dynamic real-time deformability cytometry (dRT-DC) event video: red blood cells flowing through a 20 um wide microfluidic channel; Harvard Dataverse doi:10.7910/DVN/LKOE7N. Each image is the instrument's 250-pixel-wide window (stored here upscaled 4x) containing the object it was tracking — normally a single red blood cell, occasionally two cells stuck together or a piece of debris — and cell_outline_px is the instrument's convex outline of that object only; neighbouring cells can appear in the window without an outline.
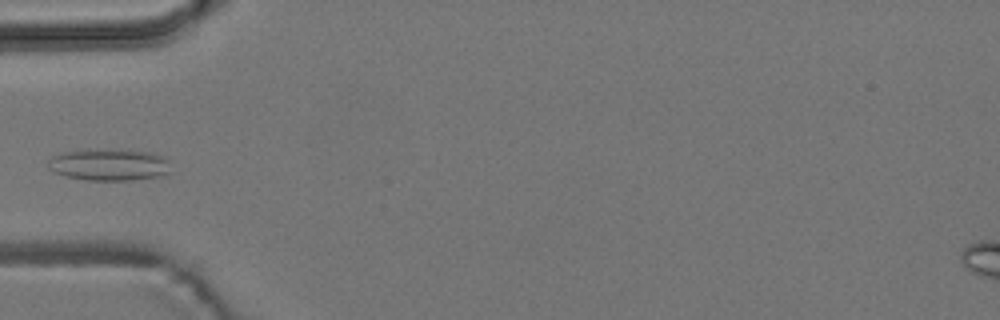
{"species": "common noctule bat (a hibernating species)", "species_latin": "Nyctalus noctula", "temperature_condition": "room temperature", "stored_images_in_passage": 5, "camera_frame_rate_fps": 3000, "um_per_image_px": 0.085, "animal": {"sex": "male", "body_mass_g": 19.2, "forearm_length_mm": 51.8}, "frame": {"image": 1, "passage_image": 5, "time_ms": 4.667, "image_size_px": [1000, 320], "cell_outline_px": [[168, 172], [160, 176], [132, 180], [88, 180], [64, 176], [48, 168], [48, 160], [52, 156], [64, 152], [148, 152], [164, 156], [168, 160]], "centroid_in_image_um": [9.27, 14.06], "position_along_channel_um": 75.7, "area_um2": 21.5}}